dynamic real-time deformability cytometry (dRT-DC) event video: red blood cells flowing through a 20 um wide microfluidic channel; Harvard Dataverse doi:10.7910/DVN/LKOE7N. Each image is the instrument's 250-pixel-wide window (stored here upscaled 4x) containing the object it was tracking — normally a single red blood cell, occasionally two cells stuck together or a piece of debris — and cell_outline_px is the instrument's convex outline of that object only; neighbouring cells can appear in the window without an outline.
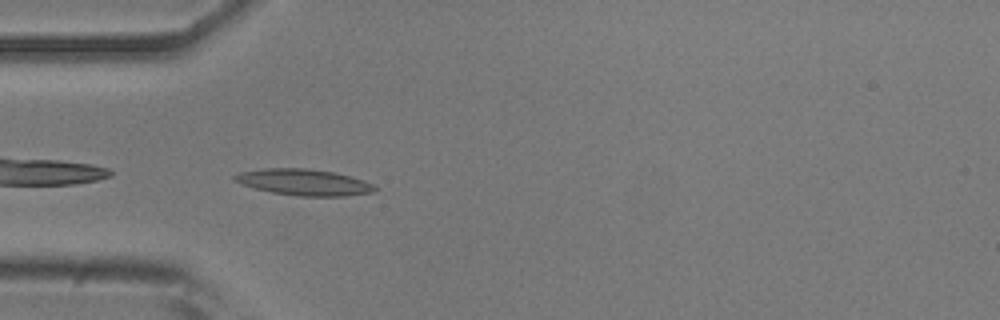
{"species": "common noctule bat (a hibernating species)", "species_latin": "Nyctalus noctula", "temperature_condition": "room temperature", "stored_images_in_passage": 39, "camera_frame_rate_fps": 3000, "um_per_image_px": 0.085, "animal": {"sex": "male", "body_mass_g": 20.5, "forearm_length_mm": 52.5}, "frame": {"image": 1, "passage_image": 1, "time_ms": 0.0, "image_size_px": [1000, 320], "cell_outline_px": [[376, 188], [372, 192], [344, 196], [300, 196], [272, 192], [256, 188], [244, 184], [236, 180], [232, 176], [240, 172], [264, 168], [304, 168], [336, 172], [364, 180], [372, 184]], "centroid_in_image_um": [25.86, 15.48], "position_along_channel_um": 59.1, "area_um2": 21.15}}
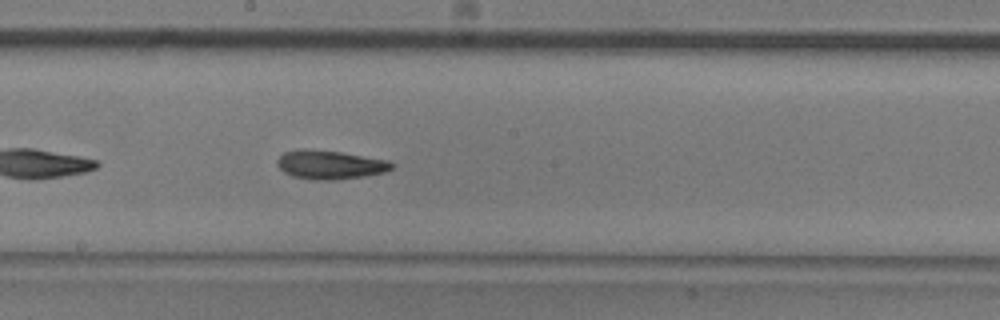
{"frame": {"image": 2, "passage_image": 14, "time_ms": 4.333, "image_size_px": [1000, 320], "cell_outline_px": [[396, 164], [392, 168], [384, 172], [364, 176], [336, 180], [312, 180], [292, 176], [284, 172], [276, 164], [276, 160], [284, 152], [296, 148], [304, 148], [340, 152], [388, 160]], "centroid_in_image_um": [28.02, 14.0], "position_along_channel_um": 220.2, "area_um2": 19.42}}
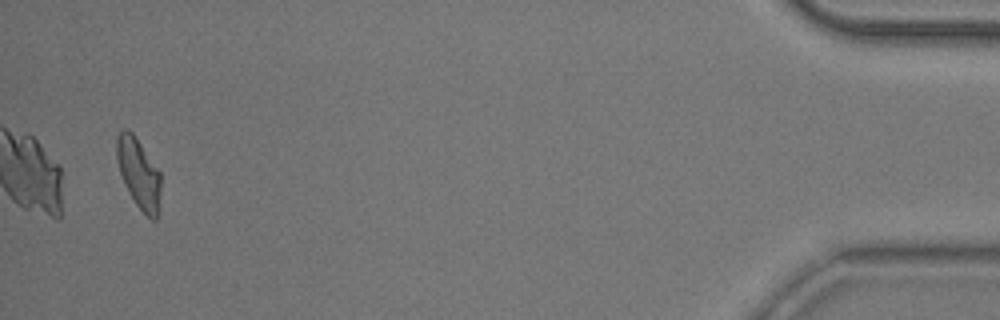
{"frame": {"image": 3, "passage_image": 37, "time_ms": 12.0, "image_size_px": [1000, 320], "cell_outline_px": [[160, 192], [156, 220], [152, 220], [136, 204], [120, 172], [116, 160], [116, 136], [120, 128], [128, 128], [132, 132], [160, 172]], "centroid_in_image_um": [11.76, 14.65], "position_along_channel_um": 423.4, "area_um2": 17.63}, "authors_computed_cell_mechanics": {"area_um2": 18.4382, "velocity_mm_per_s": 3.7622, "shape_relaxation_time_tau1_ms": 4.8311, "shape_relaxation_time_tau2_ms": 4.3279, "deformation_change_tau1": 0.1415, "deformation_change_tau2": 0.1232}}